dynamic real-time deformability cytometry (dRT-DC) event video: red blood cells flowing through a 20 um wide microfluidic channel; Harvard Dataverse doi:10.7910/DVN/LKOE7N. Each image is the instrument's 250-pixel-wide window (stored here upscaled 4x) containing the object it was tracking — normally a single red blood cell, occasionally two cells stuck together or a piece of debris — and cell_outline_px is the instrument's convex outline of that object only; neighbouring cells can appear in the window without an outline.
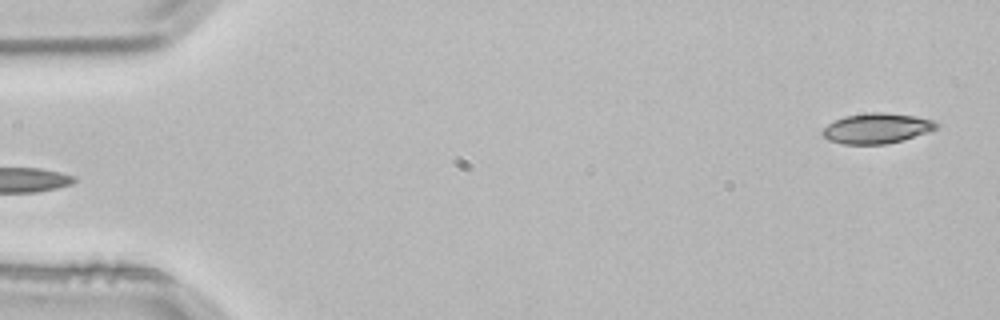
{"species": "common noctule bat (a hibernating species)", "species_latin": "Nyctalus noctula", "temperature_condition": "room temperature", "stored_images_in_passage": 3, "segment_of_instrument_passage": [2, 2], "camera_frame_rate_fps": 3000, "um_per_image_px": 0.085, "animal": {"sex": "male", "body_mass_g": 21.5, "forearm_length_mm": 52.0}, "frame": {"image": 1, "passage_image": 3, "time_ms": 0.667, "image_size_px": [1000, 320], "cell_outline_px": [[940, 124], [936, 128], [928, 132], [904, 140], [884, 144], [844, 144], [828, 140], [820, 132], [828, 124], [844, 116], [868, 112], [884, 112], [916, 116], [932, 120]], "centroid_in_image_um": [74.53, 10.9], "position_along_channel_um": 10.5, "area_um2": 20.11}}